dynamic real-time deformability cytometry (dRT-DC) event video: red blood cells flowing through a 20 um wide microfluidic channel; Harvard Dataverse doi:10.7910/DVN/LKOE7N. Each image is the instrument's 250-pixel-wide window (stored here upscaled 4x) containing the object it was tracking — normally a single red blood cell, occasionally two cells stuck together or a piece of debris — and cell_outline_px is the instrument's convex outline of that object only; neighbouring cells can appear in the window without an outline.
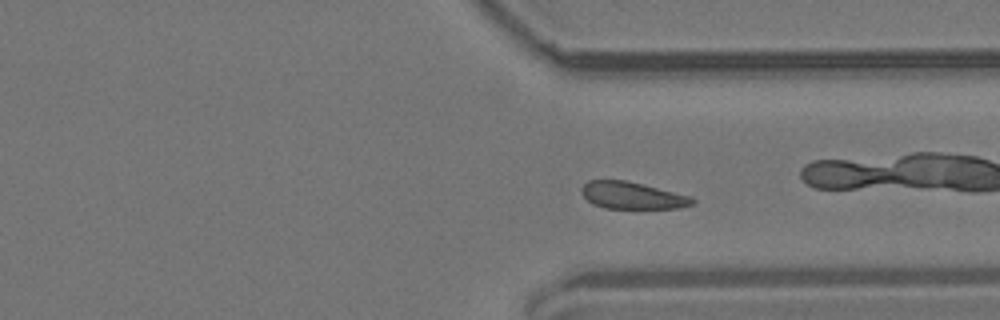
{"species": "common noctule bat (a hibernating species)", "species_latin": "Nyctalus noctula", "temperature_condition": "room temperature", "stored_images_in_passage": 52, "camera_frame_rate_fps": 3000, "um_per_image_px": 0.085, "animal": {"sex": "male", "body_mass_g": 19.2, "forearm_length_mm": 51.8}, "frame": {"image": 1, "passage_image": 37, "time_ms": 12.0, "image_size_px": [1000, 320], "cell_outline_px": [[696, 200], [692, 204], [680, 208], [604, 208], [592, 204], [580, 192], [580, 188], [588, 180], [624, 180], [692, 196]], "centroid_in_image_um": [53.72, 16.62], "position_along_channel_um": 357.7, "area_um2": 17.4}, "authors_computed_cell_mechanics": {"area_um2": 18.6405, "velocity_mm_per_s": 3.7135, "shape_relaxation_time_tau1_ms": null, "shape_relaxation_time_tau2_ms": 7.0714, "deformation_change_tau1": null, "deformation_change_tau2": 0.1271}}